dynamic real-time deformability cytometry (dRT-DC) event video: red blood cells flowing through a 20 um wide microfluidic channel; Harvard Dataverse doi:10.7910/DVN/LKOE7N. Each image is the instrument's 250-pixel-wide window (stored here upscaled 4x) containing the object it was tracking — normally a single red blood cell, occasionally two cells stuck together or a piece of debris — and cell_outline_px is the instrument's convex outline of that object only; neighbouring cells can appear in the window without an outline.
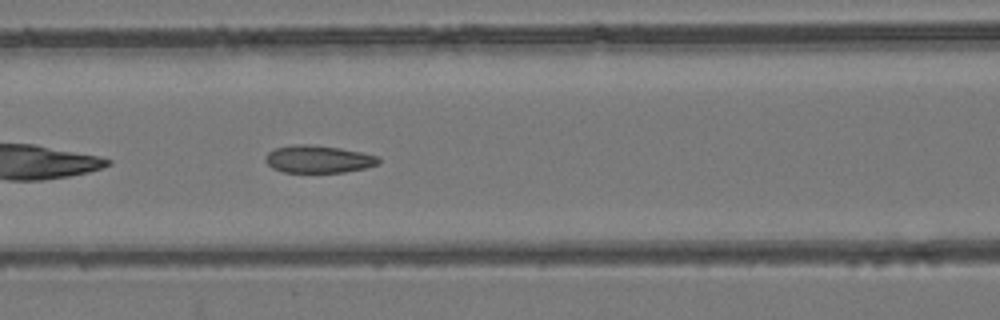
{"species": "common noctule bat (a hibernating species)", "species_latin": "Nyctalus noctula", "temperature_condition": "room temperature", "stored_images_in_passage": 38, "camera_frame_rate_fps": 3000, "um_per_image_px": 0.085, "animal": {"sex": "female", "body_mass_g": 24.6, "forearm_length_mm": 56.2}, "frame": {"image": 1, "passage_image": 7, "time_ms": 2.0, "image_size_px": [1000, 320], "cell_outline_px": [[380, 160], [376, 164], [364, 168], [344, 172], [284, 172], [272, 168], [264, 160], [264, 156], [268, 152], [276, 148], [296, 144], [308, 144], [340, 148], [364, 152], [380, 156]], "centroid_in_image_um": [27.05, 13.52], "position_along_channel_um": 139.5, "area_um2": 18.15}}
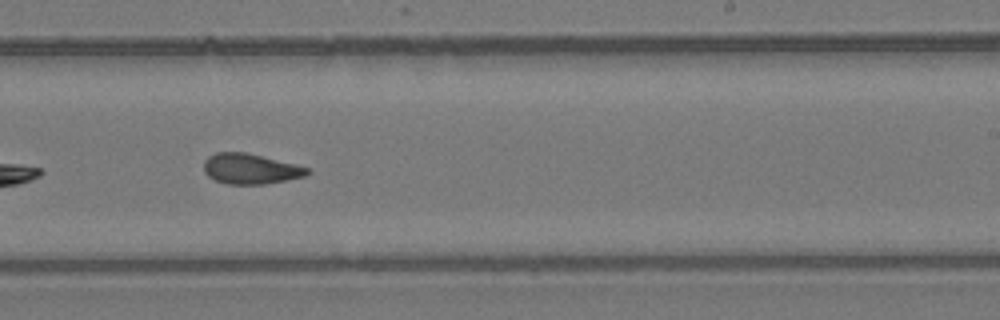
{"frame": {"image": 2, "passage_image": 17, "time_ms": 5.333, "image_size_px": [1000, 320], "cell_outline_px": [[312, 172], [304, 176], [264, 184], [228, 184], [216, 180], [208, 176], [204, 172], [204, 160], [208, 156], [216, 152], [244, 152], [296, 164], [308, 168]], "centroid_in_image_um": [21.27, 14.34], "position_along_channel_um": 267.7, "area_um2": 18.15}}
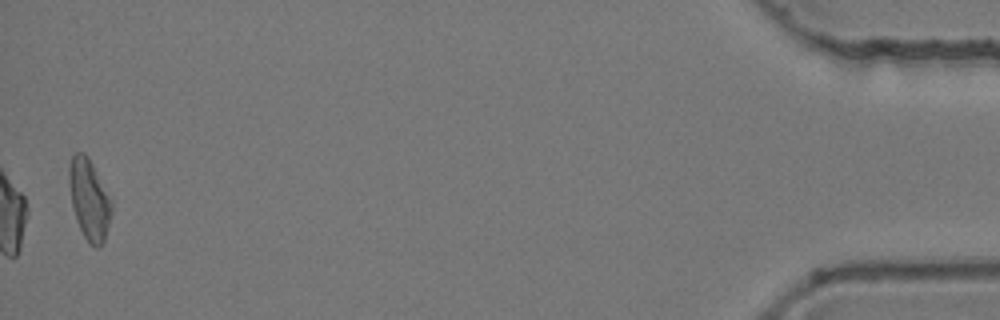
{"frame": {"image": 3, "passage_image": 37, "time_ms": 12.0, "image_size_px": [1000, 320], "cell_outline_px": [[112, 212], [104, 240], [100, 248], [96, 248], [88, 244], [76, 220], [72, 204], [68, 184], [68, 168], [72, 156], [76, 152], [84, 152], [88, 156], [112, 200]], "centroid_in_image_um": [7.58, 16.95], "position_along_channel_um": 427.6, "area_um2": 20.11}, "authors_computed_cell_mechanics": {"area_um2": 18.6694, "velocity_mm_per_s": 3.8541, "shape_relaxation_time_tau1_ms": null, "shape_relaxation_time_tau2_ms": 2.5816, "deformation_change_tau1": null, "deformation_change_tau2": 0.0981}}